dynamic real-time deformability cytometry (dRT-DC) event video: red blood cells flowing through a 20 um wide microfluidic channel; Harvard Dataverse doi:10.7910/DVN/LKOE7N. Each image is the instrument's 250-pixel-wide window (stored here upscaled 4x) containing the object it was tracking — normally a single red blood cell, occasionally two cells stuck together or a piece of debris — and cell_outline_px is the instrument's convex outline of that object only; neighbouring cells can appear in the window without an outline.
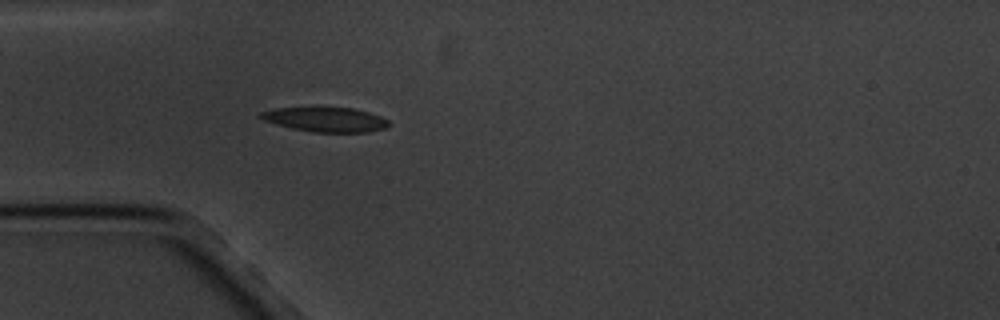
{"species": "common noctule bat (a hibernating species)", "species_latin": "Nyctalus noctula", "temperature_condition": "cold", "stored_images_in_passage": 5, "camera_frame_rate_fps": 3000, "um_per_image_px": 0.085, "animal": {"sex": "male", "body_mass_g": 20.1, "forearm_length_mm": 53.5}, "frame": {"image": 1, "passage_image": 5, "time_ms": 4.667, "image_size_px": [1000, 320], "cell_outline_px": [[388, 124], [384, 128], [368, 132], [312, 132], [292, 128], [264, 120], [256, 116], [260, 112], [276, 108], [352, 108], [368, 112], [380, 116], [388, 120]], "centroid_in_image_um": [27.65, 10.16], "position_along_channel_um": 57.4, "area_um2": 18.03}}